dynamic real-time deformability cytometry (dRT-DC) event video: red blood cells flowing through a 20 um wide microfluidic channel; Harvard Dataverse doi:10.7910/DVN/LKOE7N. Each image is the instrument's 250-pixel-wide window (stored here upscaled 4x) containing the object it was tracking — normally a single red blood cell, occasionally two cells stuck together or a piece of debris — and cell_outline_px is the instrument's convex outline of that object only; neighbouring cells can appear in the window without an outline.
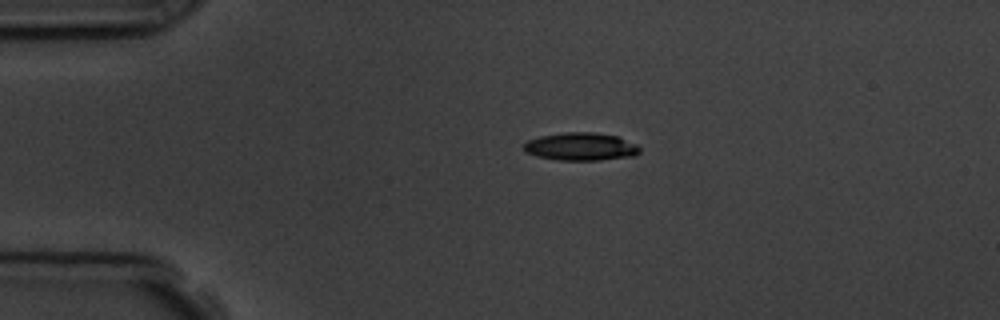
{"species": "common noctule bat (a hibernating species)", "species_latin": "Nyctalus noctula", "temperature_condition": "room temperature", "stored_images_in_passage": 4, "camera_frame_rate_fps": 3000, "um_per_image_px": 0.085, "animal": {"sex": "male", "body_mass_g": 19.5, "forearm_length_mm": 54.6}, "frame": {"image": 1, "passage_image": 1, "time_ms": 0.0, "image_size_px": [1000, 320], "cell_outline_px": [[640, 152], [636, 156], [600, 160], [556, 160], [536, 156], [524, 152], [524, 144], [528, 140], [540, 136], [564, 132], [596, 132], [616, 136], [636, 144], [640, 148]], "centroid_in_image_um": [49.37, 12.47], "position_along_channel_um": 35.6, "area_um2": 18.96}}
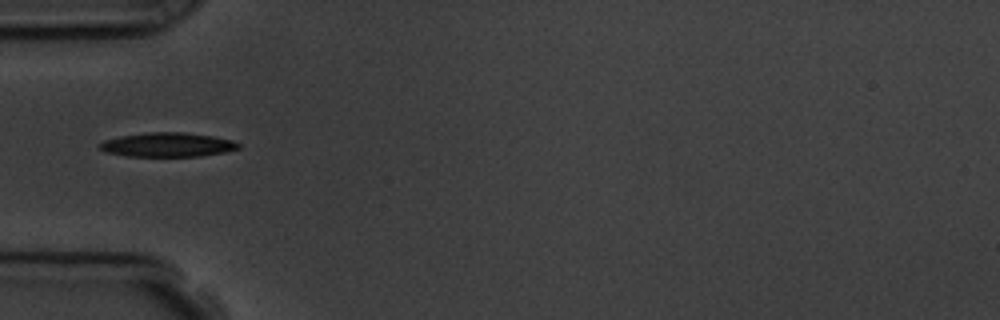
{"frame": {"image": 2, "passage_image": 2, "time_ms": 2.0, "image_size_px": [1000, 320], "cell_outline_px": [[240, 148], [224, 152], [200, 156], [128, 156], [108, 152], [100, 148], [100, 144], [104, 140], [120, 136], [148, 132], [184, 132], [212, 136], [232, 140], [240, 144]], "centroid_in_image_um": [14.27, 12.29], "position_along_channel_um": 70.7, "area_um2": 19.36}}